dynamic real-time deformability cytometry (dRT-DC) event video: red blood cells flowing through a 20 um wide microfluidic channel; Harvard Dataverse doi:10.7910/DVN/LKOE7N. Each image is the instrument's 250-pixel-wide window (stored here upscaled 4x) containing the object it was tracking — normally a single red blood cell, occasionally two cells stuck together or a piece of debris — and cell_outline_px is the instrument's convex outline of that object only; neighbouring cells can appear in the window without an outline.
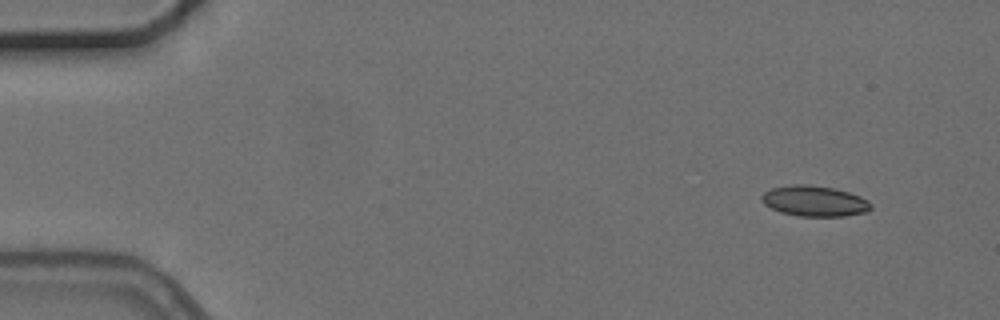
{"species": "common noctule bat (a hibernating species)", "species_latin": "Nyctalus noctula", "temperature_condition": "cold", "stored_images_in_passage": 2, "camera_frame_rate_fps": 3000, "um_per_image_px": 0.085, "animal": {"sex": "female", "body_mass_g": 24.6, "forearm_length_mm": 56.2}, "frame": {"image": 1, "passage_image": 2, "time_ms": 2.0, "image_size_px": [1000, 320], "cell_outline_px": [[872, 208], [868, 212], [844, 216], [800, 216], [780, 212], [764, 204], [760, 200], [760, 196], [764, 192], [772, 188], [796, 184], [804, 184], [832, 188], [848, 192], [860, 196], [868, 200], [872, 204]], "centroid_in_image_um": [69.24, 17.1], "position_along_channel_um": 15.8, "area_um2": 19.48}}